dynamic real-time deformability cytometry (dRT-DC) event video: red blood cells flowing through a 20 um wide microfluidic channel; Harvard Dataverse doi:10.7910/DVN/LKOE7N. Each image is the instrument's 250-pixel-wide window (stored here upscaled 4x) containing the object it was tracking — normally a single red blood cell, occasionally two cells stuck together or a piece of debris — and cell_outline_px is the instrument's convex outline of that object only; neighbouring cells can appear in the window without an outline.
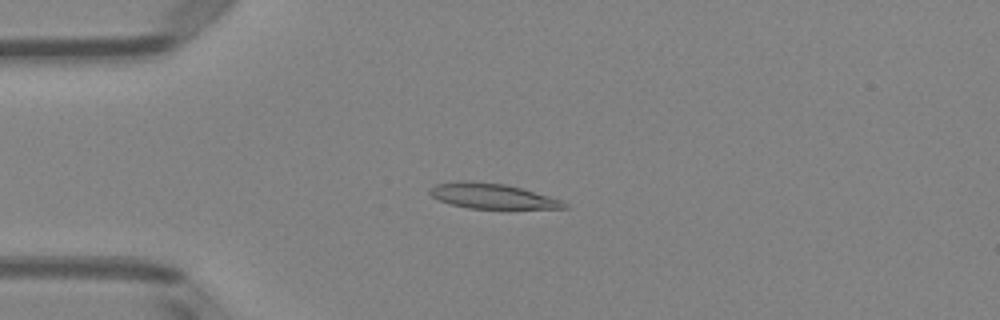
{"species": "Egyptian fruit bat (a non-hibernating species)", "species_latin": "Rousettus aegyptiacus", "temperature_condition": "room temperature", "stored_images_in_passage": 51, "camera_frame_rate_fps": 3000, "um_per_image_px": 0.085, "animal": {"sex": "female"}, "frame": {"image": 1, "passage_image": 13, "time_ms": 4.0, "image_size_px": [1000, 320], "cell_outline_px": [[568, 208], [468, 208], [452, 204], [440, 200], [432, 196], [428, 192], [428, 188], [436, 184], [460, 180], [464, 180], [504, 184], [520, 188], [548, 196], [560, 200], [568, 204]], "centroid_in_image_um": [41.77, 16.65], "position_along_channel_um": 43.2, "area_um2": 19.36}}
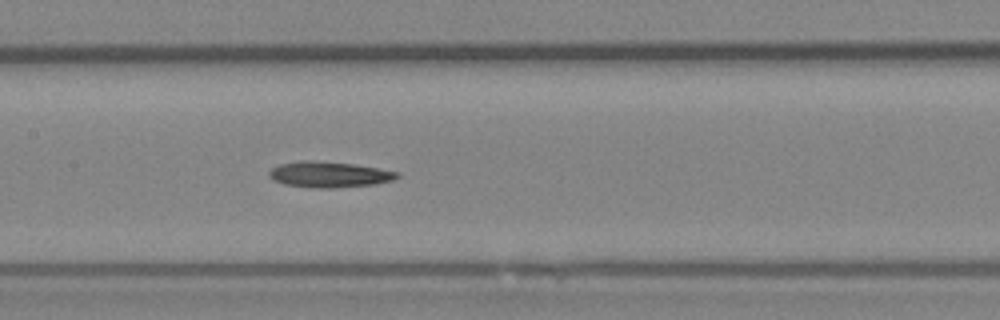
{"frame": {"image": 2, "passage_image": 25, "time_ms": 8.0, "image_size_px": [1000, 320], "cell_outline_px": [[400, 176], [392, 180], [376, 184], [332, 188], [316, 188], [284, 184], [272, 180], [268, 176], [268, 172], [272, 168], [280, 164], [300, 160], [312, 160], [352, 164], [400, 172]], "centroid_in_image_um": [27.95, 14.83], "position_along_channel_um": 179.5, "area_um2": 19.25}}
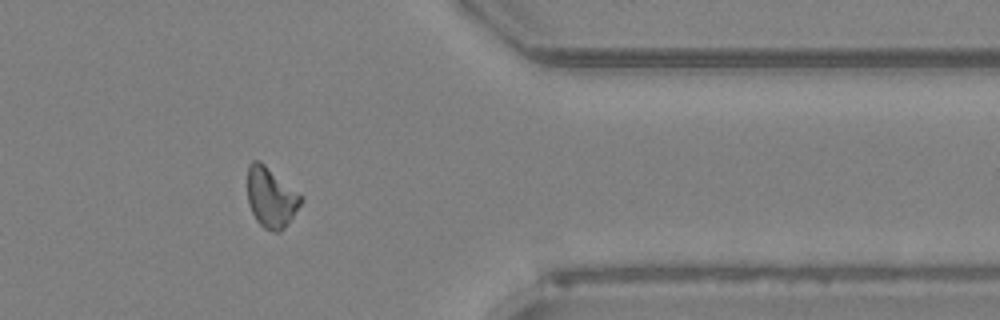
{"frame": {"image": 3, "passage_image": 42, "time_ms": 13.667, "image_size_px": [1000, 320], "cell_outline_px": [[300, 204], [284, 228], [280, 232], [272, 232], [264, 228], [256, 220], [248, 204], [248, 164], [252, 160], [260, 160], [300, 196]], "centroid_in_image_um": [22.97, 16.79], "position_along_channel_um": 388.4, "area_um2": 18.15}}